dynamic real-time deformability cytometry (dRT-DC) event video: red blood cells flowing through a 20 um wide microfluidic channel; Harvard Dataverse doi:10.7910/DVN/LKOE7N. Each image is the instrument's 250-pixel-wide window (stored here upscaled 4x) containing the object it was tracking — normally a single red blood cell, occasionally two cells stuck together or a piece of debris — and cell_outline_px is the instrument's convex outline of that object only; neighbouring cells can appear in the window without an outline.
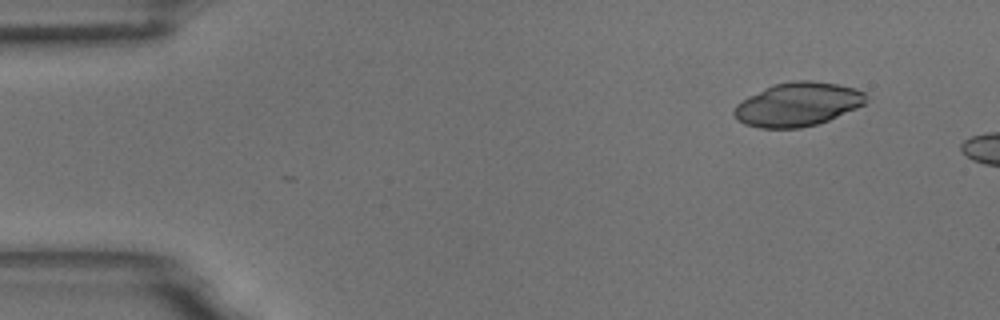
{"species": "common noctule bat (a hibernating species)", "species_latin": "Nyctalus noctula", "temperature_condition": "room temperature", "stored_images_in_passage": 3, "camera_frame_rate_fps": 3000, "um_per_image_px": 0.085, "animal": {"sex": "male", "body_mass_g": 18.8}, "frame": {"image": 1, "passage_image": 2, "time_ms": 0.333, "image_size_px": [1000, 320], "cell_outline_px": [[868, 100], [864, 104], [856, 108], [828, 120], [816, 124], [800, 128], [760, 128], [744, 124], [736, 120], [732, 112], [736, 104], [748, 96], [772, 84], [792, 80], [812, 80], [836, 84], [856, 88], [864, 92]], "centroid_in_image_um": [67.77, 8.86], "position_along_channel_um": 17.2, "area_um2": 33.81}}